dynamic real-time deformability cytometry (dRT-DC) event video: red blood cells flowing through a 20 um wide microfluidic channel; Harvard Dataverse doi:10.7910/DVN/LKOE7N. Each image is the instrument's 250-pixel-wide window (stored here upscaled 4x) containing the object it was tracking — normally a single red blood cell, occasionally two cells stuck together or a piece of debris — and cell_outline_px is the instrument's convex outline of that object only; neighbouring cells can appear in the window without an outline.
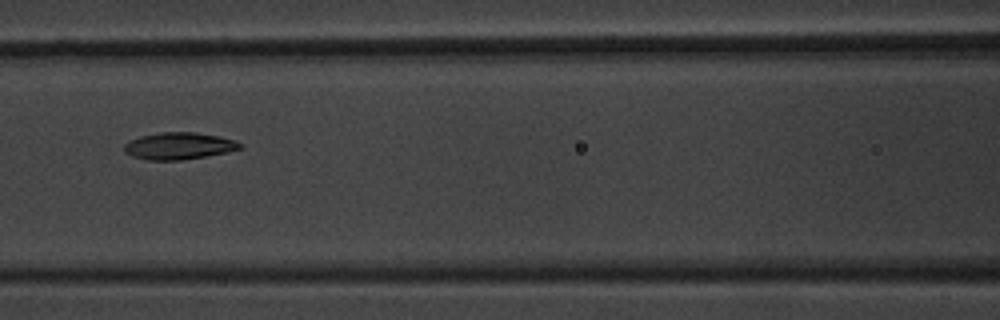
{"species": "common noctule bat (a hibernating species)", "species_latin": "Nyctalus noctula", "temperature_condition": "warm", "stored_images_in_passage": 8, "camera_frame_rate_fps": 3000, "um_per_image_px": 0.085, "animal": {"sex": "male", "body_mass_g": 20.1, "forearm_length_mm": 53.5}, "frame": {"image": 1, "passage_image": 6, "time_ms": 6.0, "image_size_px": [1000, 320], "cell_outline_px": [[244, 144], [240, 148], [228, 152], [180, 160], [148, 160], [132, 156], [124, 152], [124, 144], [128, 140], [140, 136], [160, 132], [196, 132], [220, 136], [236, 140]], "centroid_in_image_um": [15.2, 12.39], "position_along_channel_um": 151.4, "area_um2": 18.32}}
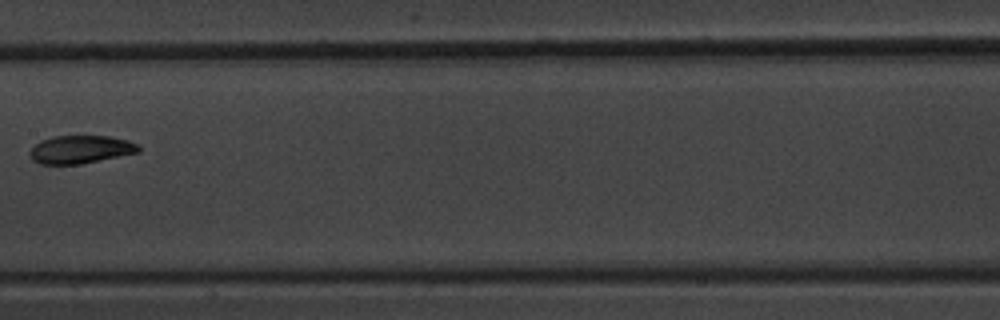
{"frame": {"image": 2, "passage_image": 7, "time_ms": 7.333, "image_size_px": [1000, 320], "cell_outline_px": [[140, 152], [80, 164], [40, 164], [32, 160], [28, 156], [28, 152], [40, 140], [52, 136], [108, 136], [128, 140], [136, 144], [140, 148]], "centroid_in_image_um": [6.8, 12.7], "position_along_channel_um": 200.6, "area_um2": 17.8}}
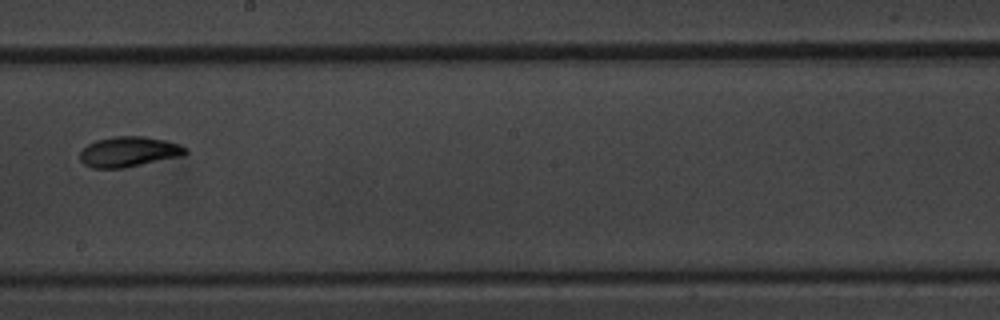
{"frame": {"image": 3, "passage_image": 8, "time_ms": 8.333, "image_size_px": [1000, 320], "cell_outline_px": [[188, 152], [184, 156], [124, 168], [92, 168], [84, 164], [80, 160], [80, 152], [88, 144], [96, 140], [112, 136], [144, 136], [164, 140], [180, 144], [188, 148]], "centroid_in_image_um": [10.98, 12.9], "position_along_channel_um": 237.2, "area_um2": 18.84}}